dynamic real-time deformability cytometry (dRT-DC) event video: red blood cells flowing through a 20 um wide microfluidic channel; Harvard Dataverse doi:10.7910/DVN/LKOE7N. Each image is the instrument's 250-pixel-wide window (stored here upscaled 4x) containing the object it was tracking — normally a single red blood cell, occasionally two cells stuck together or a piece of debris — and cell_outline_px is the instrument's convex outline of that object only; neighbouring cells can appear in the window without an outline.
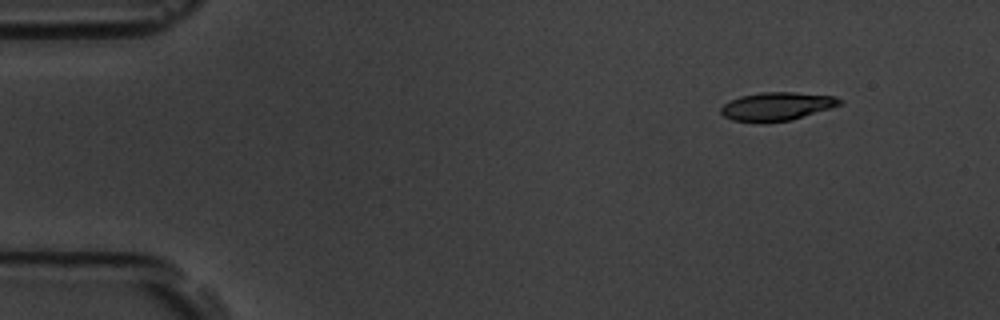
{"species": "common noctule bat (a hibernating species)", "species_latin": "Nyctalus noctula", "temperature_condition": "room temperature", "stored_images_in_passage": 6, "segment_of_instrument_passage": [1, 2], "camera_frame_rate_fps": 3000, "um_per_image_px": 0.085, "animal": {"sex": "male", "body_mass_g": 19.5, "forearm_length_mm": 54.6}, "frame": {"image": 1, "passage_image": 2, "time_ms": 0.333, "image_size_px": [1000, 320], "cell_outline_px": [[844, 100], [840, 104], [792, 120], [732, 120], [724, 116], [720, 112], [720, 108], [724, 104], [740, 96], [760, 92], [796, 92], [836, 96]], "centroid_in_image_um": [66.05, 8.99], "position_along_channel_um": 18.9, "area_um2": 18.96}}
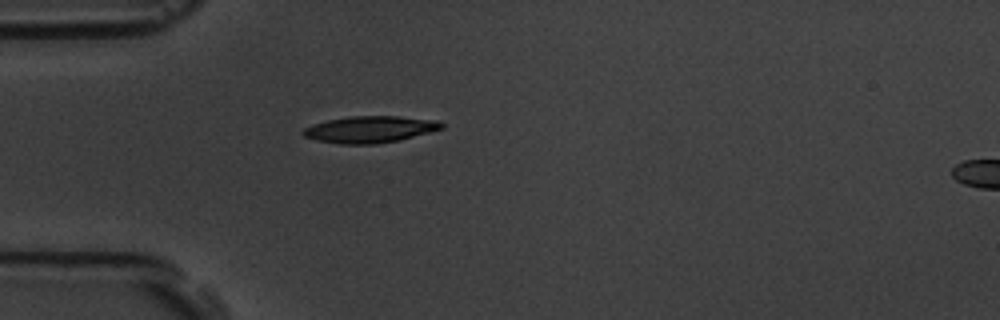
{"frame": {"image": 2, "passage_image": 5, "time_ms": 1.333, "image_size_px": [1000, 320], "cell_outline_px": [[444, 128], [400, 140], [376, 144], [340, 144], [316, 140], [304, 136], [300, 132], [304, 128], [312, 124], [328, 120], [348, 116], [396, 116], [436, 120], [444, 124]], "centroid_in_image_um": [31.42, 11.0], "position_along_channel_um": 53.6, "area_um2": 21.56}}